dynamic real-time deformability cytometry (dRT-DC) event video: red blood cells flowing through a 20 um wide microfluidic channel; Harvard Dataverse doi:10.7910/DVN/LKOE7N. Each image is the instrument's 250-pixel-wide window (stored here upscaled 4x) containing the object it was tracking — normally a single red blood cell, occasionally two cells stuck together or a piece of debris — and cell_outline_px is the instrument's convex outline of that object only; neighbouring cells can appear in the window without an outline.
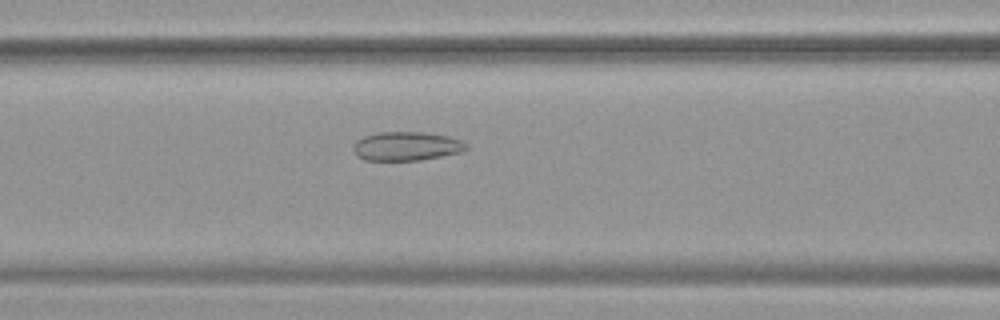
{"species": "common noctule bat (a hibernating species)", "species_latin": "Nyctalus noctula", "temperature_condition": "warm", "stored_images_in_passage": 41, "camera_frame_rate_fps": 3000, "um_per_image_px": 0.085, "animal": {"sex": "female", "body_mass_g": 19.9}, "frame": {"image": 1, "passage_image": 10, "time_ms": 3.0, "image_size_px": [1000, 320], "cell_outline_px": [[468, 148], [464, 152], [420, 160], [364, 160], [352, 148], [356, 140], [364, 136], [380, 132], [420, 132], [448, 136], [460, 140], [468, 144]], "centroid_in_image_um": [34.59, 12.42], "position_along_channel_um": 132.0, "area_um2": 18.96}}
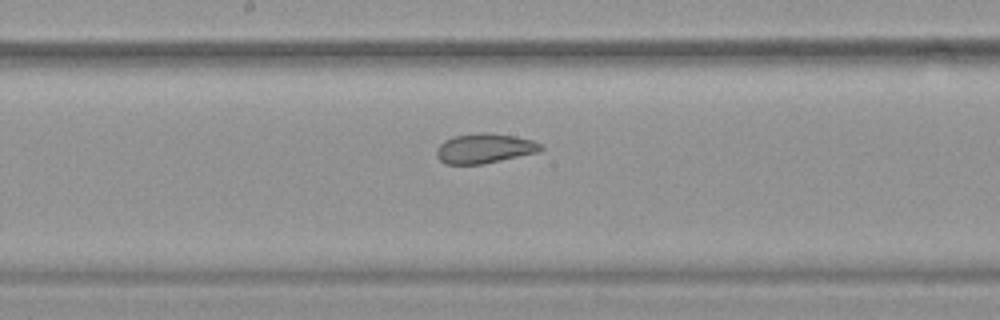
{"frame": {"image": 2, "passage_image": 16, "time_ms": 5.0, "image_size_px": [1000, 320], "cell_outline_px": [[544, 148], [540, 152], [484, 164], [444, 164], [436, 156], [436, 148], [444, 140], [452, 136], [480, 132], [488, 132], [516, 136], [532, 140], [544, 144]], "centroid_in_image_um": [41.2, 12.61], "position_along_channel_um": 207.0, "area_um2": 18.5}}
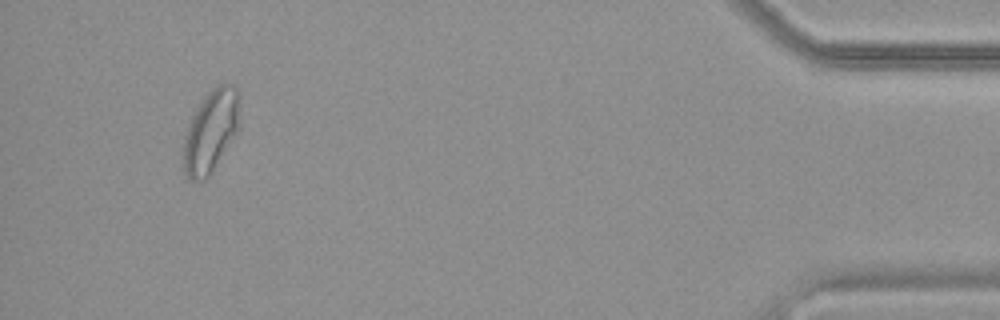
{"frame": {"image": 3, "passage_image": 38, "time_ms": 12.333, "image_size_px": [1000, 320], "cell_outline_px": [[240, 124], [236, 132], [208, 176], [204, 180], [188, 180], [184, 172], [184, 136], [188, 124], [192, 116], [204, 96], [212, 88], [220, 84], [232, 84], [236, 88], [240, 96]], "centroid_in_image_um": [17.93, 11.1], "position_along_channel_um": 417.3, "area_um2": 26.76}, "authors_computed_cell_mechanics": {"area_um2": 19.8832, "velocity_mm_per_s": 3.767, "shape_relaxation_time_tau1_ms": null, "shape_relaxation_time_tau2_ms": 1.3589, "deformation_change_tau1": null, "deformation_change_tau2": 0.0741}}